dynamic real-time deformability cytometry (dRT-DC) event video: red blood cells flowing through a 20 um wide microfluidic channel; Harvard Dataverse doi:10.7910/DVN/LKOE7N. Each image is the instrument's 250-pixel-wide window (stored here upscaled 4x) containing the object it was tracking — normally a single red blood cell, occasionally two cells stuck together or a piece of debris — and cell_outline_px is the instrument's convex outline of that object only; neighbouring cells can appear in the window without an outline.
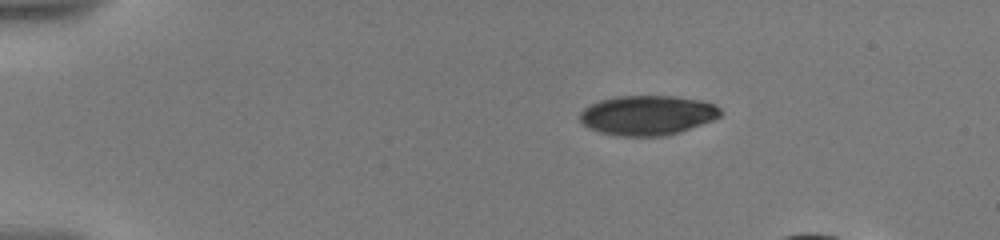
{"species": "human", "species_latin": "Homo sapiens", "temperature_condition": "warm", "stored_images_in_passage": 38, "camera_frame_rate_fps": 3000, "um_per_image_px": 0.085, "donor": {"sex": "male"}, "frame": {"image": 1, "passage_image": 1, "time_ms": 0.0, "image_size_px": [1000, 240], "cell_outline_px": [[724, 112], [720, 116], [712, 120], [680, 132], [664, 136], [620, 136], [600, 132], [588, 128], [580, 120], [580, 112], [584, 108], [600, 100], [616, 96], [676, 96], [700, 100], [716, 104]], "centroid_in_image_um": [55.06, 9.79], "position_along_channel_um": 29.9, "area_um2": 32.6}}
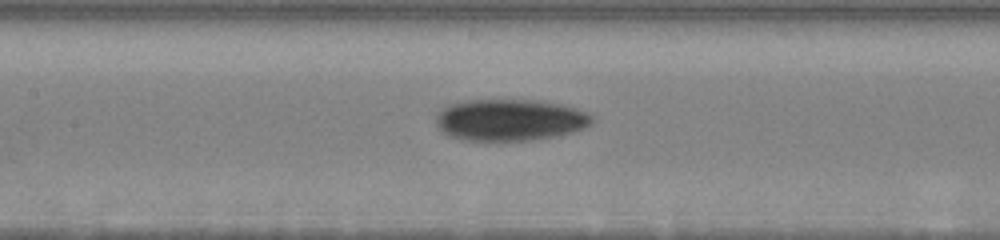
{"frame": {"image": 2, "passage_image": 23, "time_ms": 6.0, "image_size_px": [1000, 240], "cell_outline_px": [[592, 124], [584, 128], [572, 132], [556, 136], [532, 140], [468, 140], [452, 136], [444, 132], [436, 124], [436, 116], [448, 104], [464, 100], [544, 100], [564, 104], [588, 112], [592, 116]], "centroid_in_image_um": [43.4, 10.17], "position_along_channel_um": 164.0, "area_um2": 37.92}}
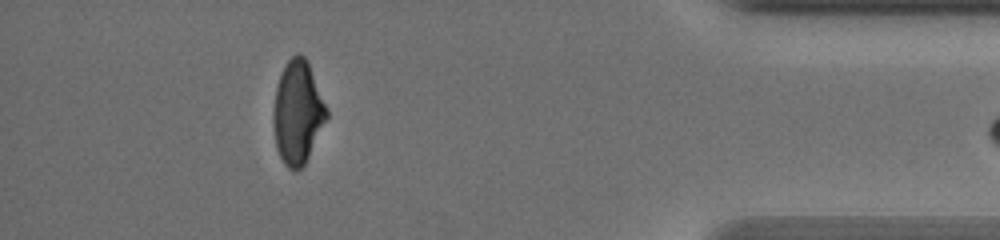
{"frame": {"image": 3, "passage_image": 36, "time_ms": 14.0, "image_size_px": [1000, 240], "cell_outline_px": [[328, 116], [304, 164], [296, 172], [288, 168], [284, 164], [276, 148], [272, 120], [276, 88], [280, 76], [288, 60], [296, 52], [300, 52], [308, 60], [328, 112]], "centroid_in_image_um": [25.29, 9.54], "position_along_channel_um": 409.9, "area_um2": 31.79}}